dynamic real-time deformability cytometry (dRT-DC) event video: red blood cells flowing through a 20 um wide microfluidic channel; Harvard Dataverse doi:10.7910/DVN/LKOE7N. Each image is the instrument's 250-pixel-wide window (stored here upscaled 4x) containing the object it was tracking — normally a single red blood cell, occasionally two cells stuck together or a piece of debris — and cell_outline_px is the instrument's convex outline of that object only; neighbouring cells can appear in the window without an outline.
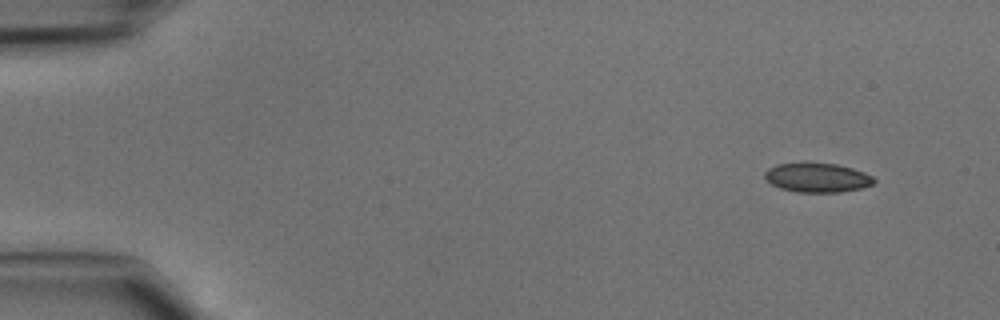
{"species": "common noctule bat (a hibernating species)", "species_latin": "Nyctalus noctula", "temperature_condition": "cold", "stored_images_in_passage": 43, "camera_frame_rate_fps": 3000, "um_per_image_px": 0.085, "animal": {"sex": "male", "body_mass_g": 15.6}, "frame": {"image": 1, "passage_image": 1, "time_ms": 0.0, "image_size_px": [1000, 320], "cell_outline_px": [[876, 180], [872, 184], [860, 188], [840, 192], [796, 192], [780, 188], [772, 184], [764, 176], [764, 172], [768, 168], [776, 164], [804, 160], [836, 164], [852, 168], [864, 172], [872, 176]], "centroid_in_image_um": [69.42, 15.05], "position_along_channel_um": 15.6, "area_um2": 19.13}}
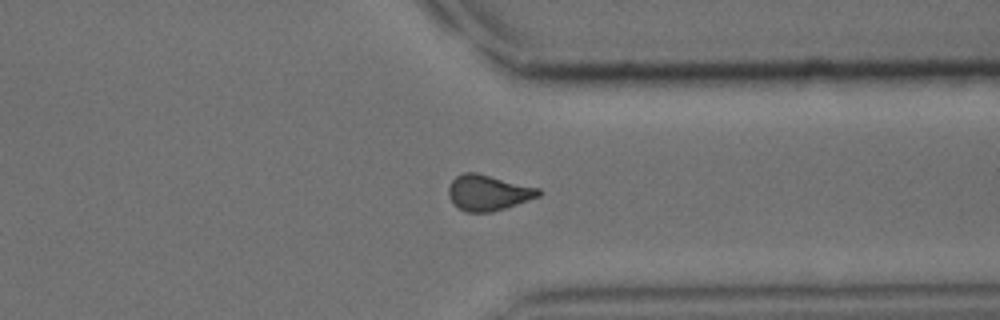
{"frame": {"image": 2, "passage_image": 33, "time_ms": 10.667, "image_size_px": [1000, 320], "cell_outline_px": [[544, 192], [540, 196], [492, 212], [464, 212], [456, 208], [452, 204], [448, 196], [448, 188], [452, 180], [460, 172], [476, 172], [540, 188]], "centroid_in_image_um": [41.46, 16.38], "position_along_channel_um": 369.9, "area_um2": 19.02}}
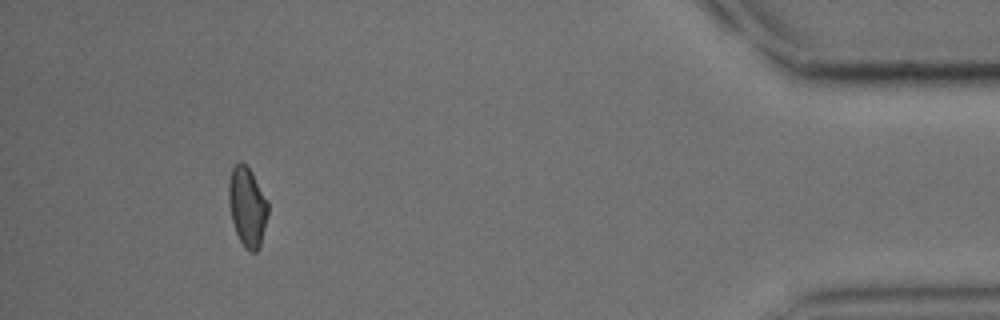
{"frame": {"image": 3, "passage_image": 40, "time_ms": 13.0, "image_size_px": [1000, 320], "cell_outline_px": [[268, 216], [260, 248], [256, 252], [252, 252], [244, 248], [236, 232], [232, 220], [228, 204], [228, 180], [232, 168], [240, 160], [252, 172], [268, 200]], "centroid_in_image_um": [21.02, 17.58], "position_along_channel_um": 414.2, "area_um2": 18.5}}